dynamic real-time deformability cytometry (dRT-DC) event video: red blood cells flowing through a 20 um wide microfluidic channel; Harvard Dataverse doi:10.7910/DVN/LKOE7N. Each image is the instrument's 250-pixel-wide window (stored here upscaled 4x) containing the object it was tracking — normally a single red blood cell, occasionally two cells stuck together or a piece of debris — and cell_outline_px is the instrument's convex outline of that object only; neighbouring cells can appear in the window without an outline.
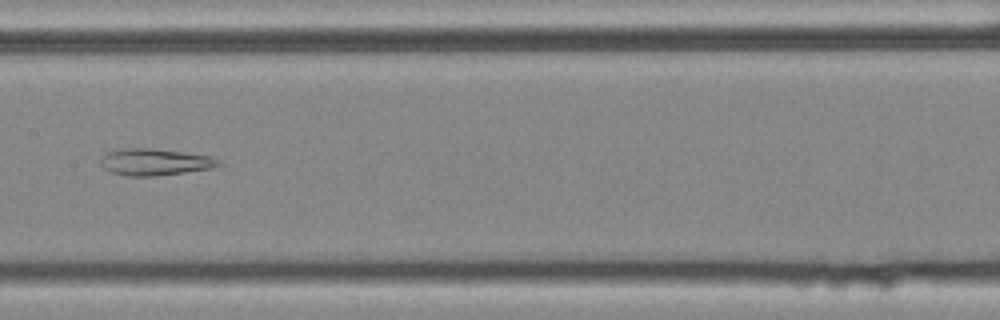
{"species": "common noctule bat (a hibernating species)", "species_latin": "Nyctalus noctula", "temperature_condition": "cold", "stored_images_in_passage": 8, "segment_of_instrument_passage": [2, 2], "camera_frame_rate_fps": 3000, "um_per_image_px": 0.085, "animal": {"sex": "female", "body_mass_g": 25.1}, "frame": {"image": 1, "passage_image": 8, "time_ms": 2.333, "image_size_px": [1000, 320], "cell_outline_px": [[224, 164], [212, 168], [184, 172], [152, 176], [128, 176], [112, 172], [104, 168], [100, 164], [100, 160], [108, 152], [128, 148], [152, 148], [212, 156]], "centroid_in_image_um": [13.19, 13.77], "position_along_channel_um": 194.2, "area_um2": 18.15}}